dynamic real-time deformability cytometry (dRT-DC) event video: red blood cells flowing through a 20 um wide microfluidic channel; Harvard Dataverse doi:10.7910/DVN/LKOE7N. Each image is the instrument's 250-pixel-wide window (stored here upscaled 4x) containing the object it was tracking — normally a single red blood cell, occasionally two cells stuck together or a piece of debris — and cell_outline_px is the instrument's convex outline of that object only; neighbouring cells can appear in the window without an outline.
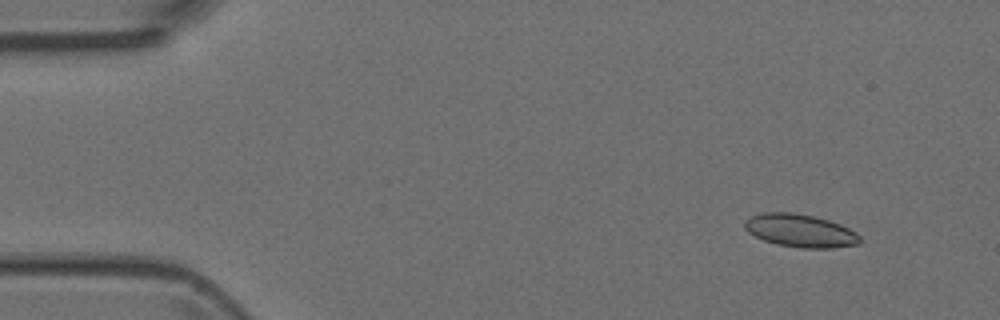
{"species": "Egyptian fruit bat (a non-hibernating species)", "species_latin": "Rousettus aegyptiacus", "temperature_condition": "room temperature", "stored_images_in_passage": 5, "camera_frame_rate_fps": 3000, "um_per_image_px": 0.085, "animal": {"sex": "female"}, "frame": {"image": 1, "passage_image": 2, "time_ms": 0.333, "image_size_px": [1000, 320], "cell_outline_px": [[860, 244], [832, 248], [804, 248], [776, 244], [764, 240], [748, 232], [744, 228], [744, 220], [748, 216], [764, 212], [792, 212], [816, 216], [840, 224], [856, 232], [860, 236]], "centroid_in_image_um": [68.0, 19.59], "position_along_channel_um": 17.0, "area_um2": 22.31}}
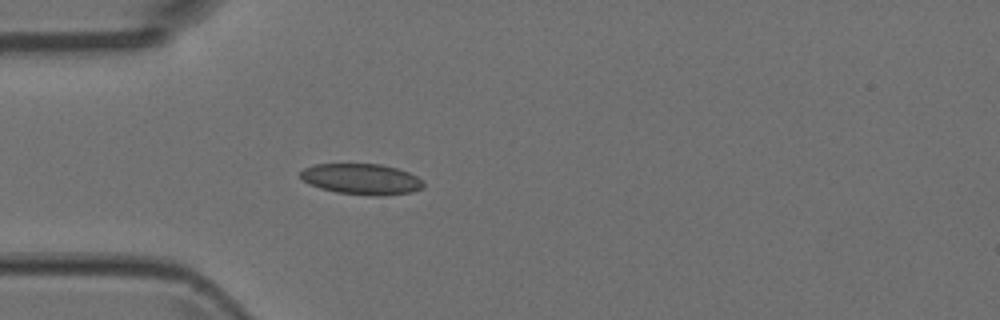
{"frame": {"image": 2, "passage_image": 5, "time_ms": 1.333, "image_size_px": [1000, 320], "cell_outline_px": [[424, 188], [412, 192], [380, 196], [372, 196], [336, 192], [320, 188], [308, 184], [300, 176], [300, 172], [304, 168], [316, 164], [380, 164], [396, 168], [408, 172], [424, 180]], "centroid_in_image_um": [30.75, 15.23], "position_along_channel_um": 54.2, "area_um2": 22.2}}